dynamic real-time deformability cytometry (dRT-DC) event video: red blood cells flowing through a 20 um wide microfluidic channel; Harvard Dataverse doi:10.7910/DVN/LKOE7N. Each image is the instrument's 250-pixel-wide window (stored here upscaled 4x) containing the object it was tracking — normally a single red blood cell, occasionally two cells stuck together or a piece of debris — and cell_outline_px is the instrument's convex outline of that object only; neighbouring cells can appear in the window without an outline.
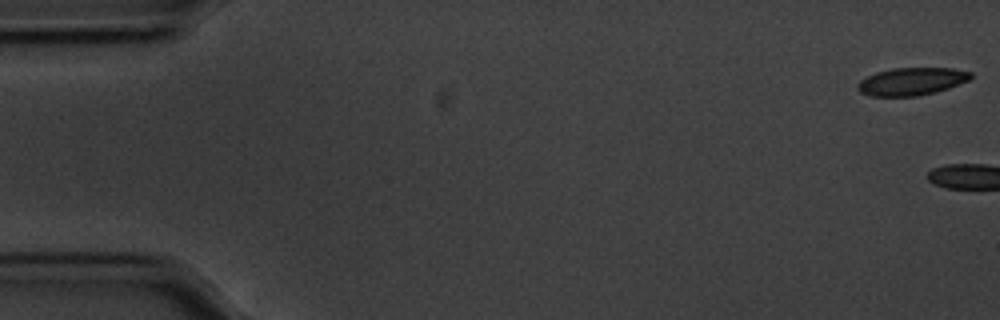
{"species": "common noctule bat (a hibernating species)", "species_latin": "Nyctalus noctula", "temperature_condition": "cold", "stored_images_in_passage": 4, "camera_frame_rate_fps": 3000, "um_per_image_px": 0.085, "animal": {"sex": "male", "body_mass_g": 20.1, "forearm_length_mm": 53.5}, "frame": {"image": 1, "passage_image": 1, "time_ms": 0.0, "image_size_px": [1000, 320], "cell_outline_px": [[972, 76], [968, 80], [948, 88], [936, 92], [916, 96], [872, 96], [860, 92], [856, 88], [856, 84], [860, 80], [876, 72], [892, 68], [952, 68], [972, 72]], "centroid_in_image_um": [77.46, 6.92], "position_along_channel_um": 7.5, "area_um2": 18.21}}